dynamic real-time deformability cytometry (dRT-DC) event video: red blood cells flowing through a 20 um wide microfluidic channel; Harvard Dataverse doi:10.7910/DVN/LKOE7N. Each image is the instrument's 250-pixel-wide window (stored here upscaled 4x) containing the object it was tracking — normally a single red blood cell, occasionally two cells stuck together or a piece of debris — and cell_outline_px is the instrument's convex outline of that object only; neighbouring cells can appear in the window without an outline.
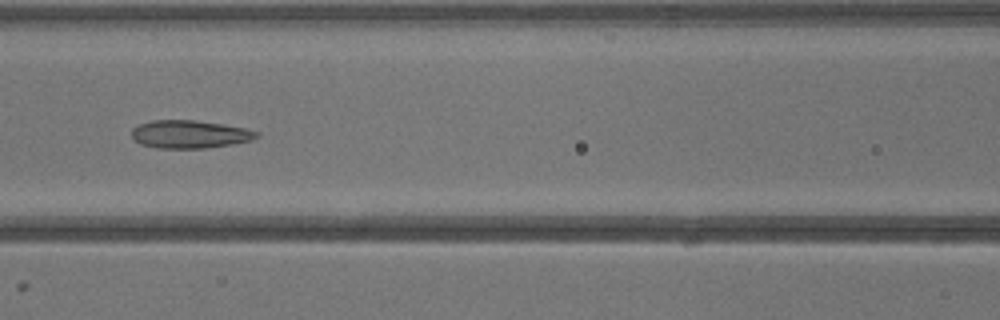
{"species": "common noctule bat (a hibernating species)", "species_latin": "Nyctalus noctula", "temperature_condition": "warm", "stored_images_in_passage": 26, "camera_frame_rate_fps": 3000, "um_per_image_px": 0.085, "animal": {"sex": "male", "body_mass_g": 13.3}, "frame": {"image": 1, "passage_image": 10, "time_ms": 3.0, "image_size_px": [1000, 320], "cell_outline_px": [[260, 136], [252, 140], [232, 144], [204, 148], [156, 148], [140, 144], [132, 136], [132, 128], [140, 124], [152, 120], [196, 120], [224, 124], [244, 128], [260, 132]], "centroid_in_image_um": [16.15, 11.41], "position_along_channel_um": 150.5, "area_um2": 20.4}}
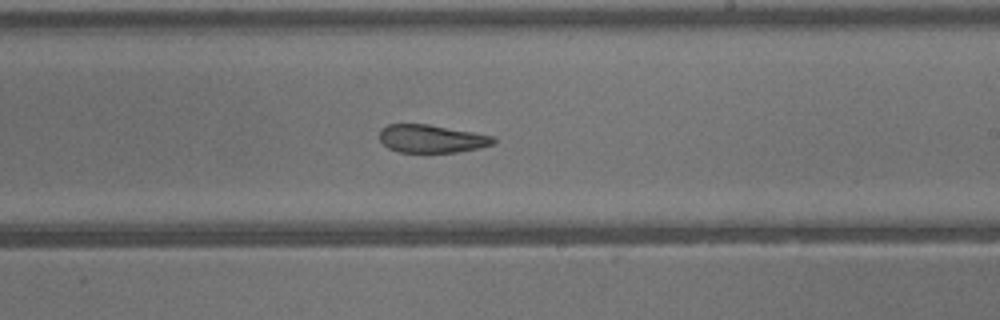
{"frame": {"image": 2, "passage_image": 16, "time_ms": 5.0, "image_size_px": [1000, 320], "cell_outline_px": [[496, 144], [480, 148], [456, 152], [400, 152], [388, 148], [380, 140], [380, 128], [388, 124], [428, 124], [496, 136]], "centroid_in_image_um": [36.72, 11.79], "position_along_channel_um": 252.3, "area_um2": 18.73}}
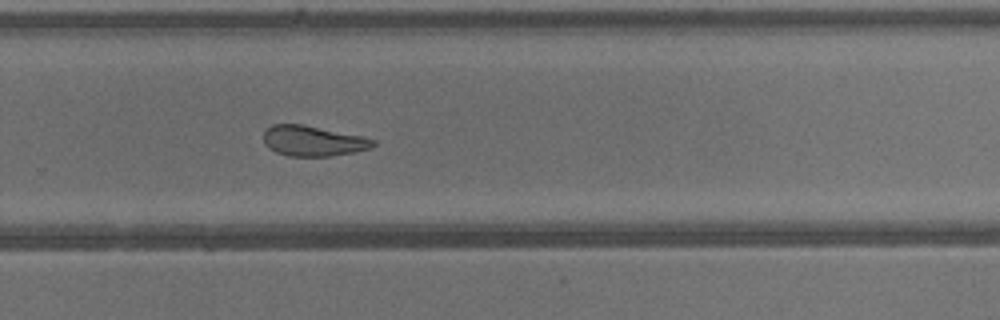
{"frame": {"image": 3, "passage_image": 19, "time_ms": 6.0, "image_size_px": [1000, 320], "cell_outline_px": [[376, 144], [372, 148], [356, 152], [332, 156], [288, 156], [276, 152], [268, 148], [264, 144], [264, 132], [272, 124], [304, 124], [364, 136], [376, 140]], "centroid_in_image_um": [26.65, 11.98], "position_along_channel_um": 303.2, "area_um2": 19.71}}